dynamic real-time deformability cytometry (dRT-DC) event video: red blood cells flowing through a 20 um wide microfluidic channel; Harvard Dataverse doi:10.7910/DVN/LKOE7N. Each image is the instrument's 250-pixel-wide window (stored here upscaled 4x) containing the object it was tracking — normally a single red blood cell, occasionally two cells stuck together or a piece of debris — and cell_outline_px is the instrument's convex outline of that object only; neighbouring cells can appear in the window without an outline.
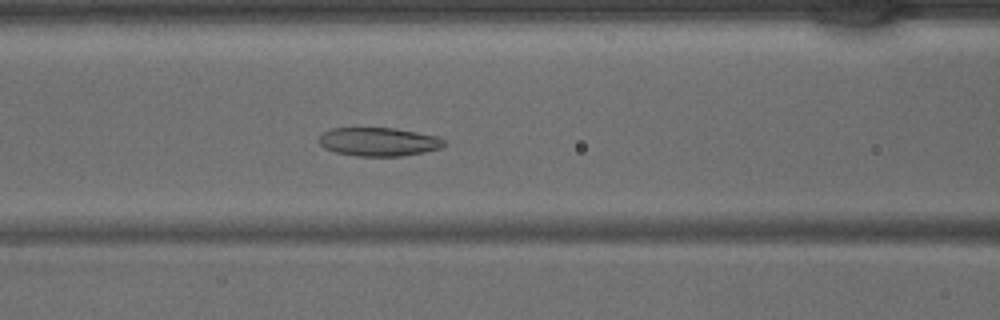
{"species": "common noctule bat (a hibernating species)", "species_latin": "Nyctalus noctula", "temperature_condition": "warm", "stored_images_in_passage": 43, "camera_frame_rate_fps": 3000, "um_per_image_px": 0.085, "animal": {"sex": "male", "body_mass_g": 15.6}, "frame": {"image": 1, "passage_image": 18, "time_ms": 5.667, "image_size_px": [1000, 320], "cell_outline_px": [[448, 144], [440, 148], [424, 152], [404, 156], [356, 156], [336, 152], [324, 148], [320, 144], [320, 136], [324, 132], [332, 128], [396, 128], [436, 136], [444, 140]], "centroid_in_image_um": [32.21, 12.05], "position_along_channel_um": 134.4, "area_um2": 20.81}}
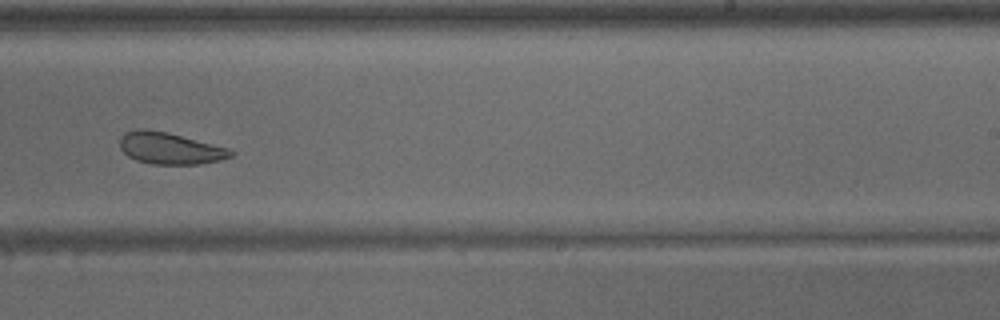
{"frame": {"image": 2, "passage_image": 27, "time_ms": 8.667, "image_size_px": [1000, 320], "cell_outline_px": [[236, 152], [232, 156], [220, 160], [200, 164], [152, 164], [136, 160], [128, 156], [120, 148], [120, 136], [124, 132], [136, 128], [144, 128], [168, 132], [228, 148]], "centroid_in_image_um": [14.42, 12.59], "position_along_channel_um": 274.6, "area_um2": 20.63}}
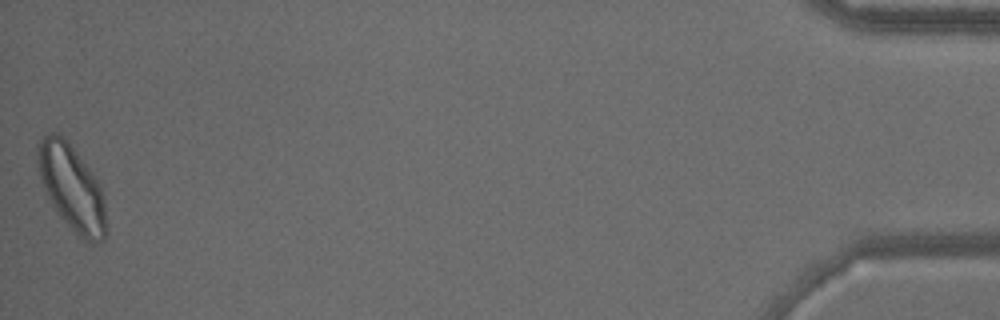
{"frame": {"image": 3, "passage_image": 43, "time_ms": 14.0, "image_size_px": [1000, 320], "cell_outline_px": [[108, 232], [104, 240], [92, 244], [84, 240], [60, 216], [52, 204], [44, 188], [40, 176], [36, 152], [36, 144], [44, 136], [52, 132], [60, 132], [64, 136], [96, 176], [104, 200]], "centroid_in_image_um": [6.12, 15.94], "position_along_channel_um": 429.1, "area_um2": 34.28}}